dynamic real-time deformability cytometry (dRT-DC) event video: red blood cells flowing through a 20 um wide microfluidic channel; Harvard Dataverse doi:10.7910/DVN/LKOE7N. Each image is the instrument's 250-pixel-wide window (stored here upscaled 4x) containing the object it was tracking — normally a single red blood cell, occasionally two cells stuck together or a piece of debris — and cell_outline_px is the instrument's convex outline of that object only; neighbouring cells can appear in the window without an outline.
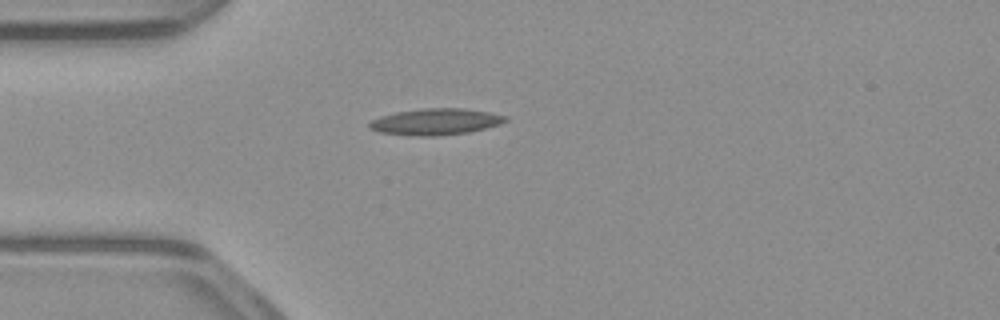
{"species": "common noctule bat (a hibernating species)", "species_latin": "Nyctalus noctula", "temperature_condition": "warm", "stored_images_in_passage": 39, "camera_frame_rate_fps": 3000, "um_per_image_px": 0.085, "animal": {"sex": "male", "body_mass_g": 23.1, "forearm_length_mm": 52.7}, "frame": {"image": 1, "passage_image": 1, "time_ms": 0.0, "image_size_px": [1000, 320], "cell_outline_px": [[508, 120], [500, 124], [468, 132], [440, 136], [412, 136], [380, 132], [368, 128], [368, 124], [372, 120], [380, 116], [396, 112], [424, 108], [464, 108], [488, 112], [508, 116]], "centroid_in_image_um": [37.02, 10.35], "position_along_channel_um": 48.0, "area_um2": 20.98}}
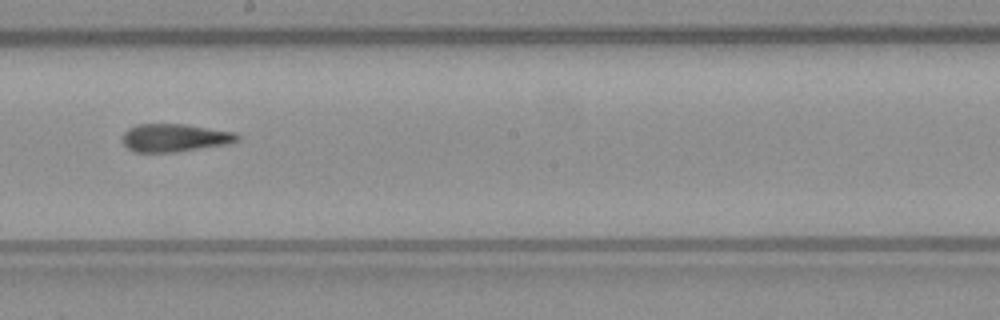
{"frame": {"image": 2, "passage_image": 16, "time_ms": 5.0, "image_size_px": [1000, 320], "cell_outline_px": [[240, 140], [228, 144], [176, 152], [136, 152], [128, 148], [124, 144], [124, 132], [128, 128], [136, 124], [184, 124], [236, 132], [240, 136]], "centroid_in_image_um": [14.89, 11.71], "position_along_channel_um": 233.3, "area_um2": 18.73}}
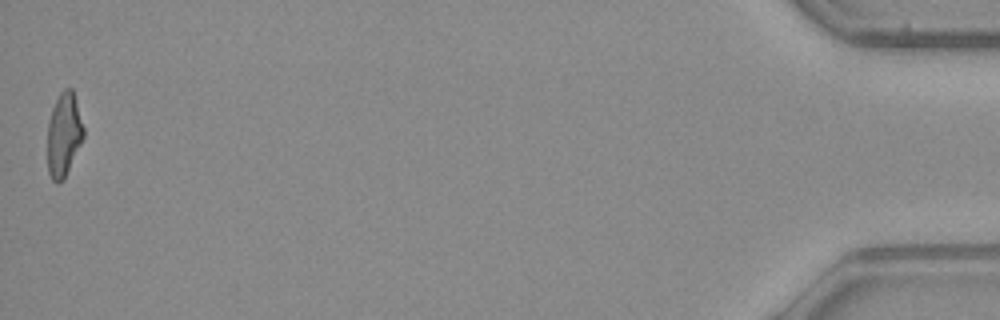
{"frame": {"image": 3, "passage_image": 39, "time_ms": 12.667, "image_size_px": [1000, 320], "cell_outline_px": [[84, 136], [64, 180], [60, 184], [56, 184], [52, 180], [48, 172], [48, 120], [52, 108], [60, 92], [64, 88], [72, 88], [84, 128]], "centroid_in_image_um": [5.42, 11.47], "position_along_channel_um": 429.8, "area_um2": 17.63}, "authors_computed_cell_mechanics": {"area_um2": 18.9006, "velocity_mm_per_s": 3.9425, "shape_relaxation_time_tau1_ms": null, "shape_relaxation_time_tau2_ms": 3.6159, "deformation_change_tau1": null, "deformation_change_tau2": 0.1409}}